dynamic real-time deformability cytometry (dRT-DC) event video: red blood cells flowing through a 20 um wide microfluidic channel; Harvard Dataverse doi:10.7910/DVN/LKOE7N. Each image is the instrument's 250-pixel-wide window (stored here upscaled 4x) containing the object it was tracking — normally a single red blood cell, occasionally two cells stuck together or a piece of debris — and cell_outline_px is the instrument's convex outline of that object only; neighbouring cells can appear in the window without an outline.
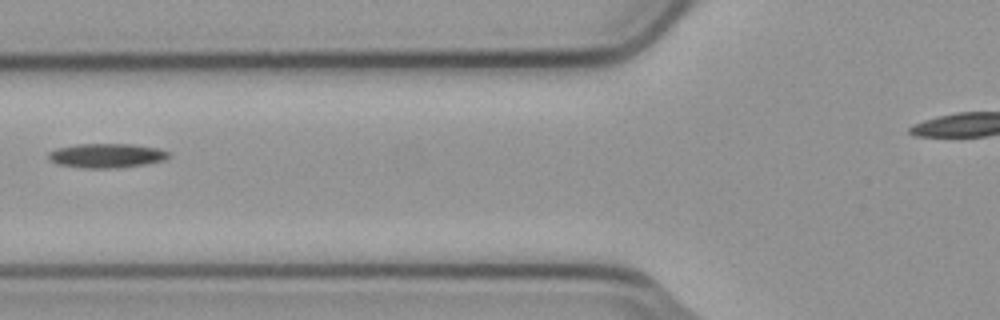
{"species": "common noctule bat (a hibernating species)", "species_latin": "Nyctalus noctula", "temperature_condition": "cold", "stored_images_in_passage": 4, "camera_frame_rate_fps": 3000, "um_per_image_px": 0.085, "animal": {"sex": "male", "body_mass_g": 23.1, "forearm_length_mm": 52.7}, "frame": {"image": 1, "passage_image": 4, "time_ms": 1.0, "image_size_px": [1000, 320], "cell_outline_px": [[172, 156], [164, 160], [144, 164], [116, 168], [84, 168], [56, 164], [48, 160], [48, 152], [56, 148], [76, 144], [132, 144], [156, 148], [168, 152]], "centroid_in_image_um": [9.01, 13.23], "position_along_channel_um": 116.8, "area_um2": 17.11}}